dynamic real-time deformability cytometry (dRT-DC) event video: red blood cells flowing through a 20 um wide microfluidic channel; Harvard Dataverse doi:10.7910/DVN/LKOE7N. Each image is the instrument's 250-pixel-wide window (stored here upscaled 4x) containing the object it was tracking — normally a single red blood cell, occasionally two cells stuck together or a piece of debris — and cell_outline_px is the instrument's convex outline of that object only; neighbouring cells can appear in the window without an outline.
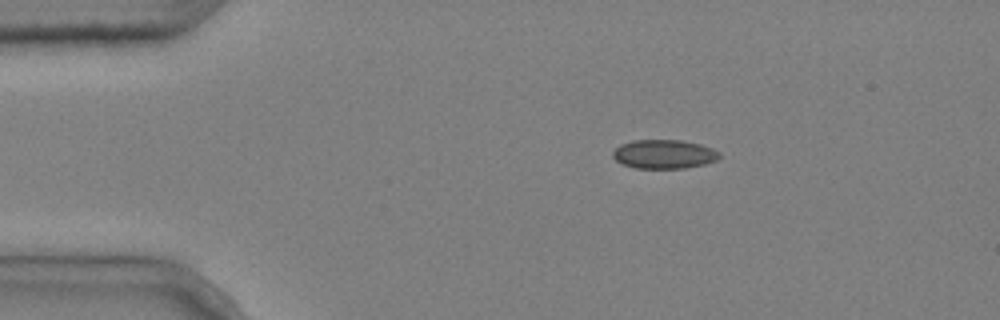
{"species": "common noctule bat (a hibernating species)", "species_latin": "Nyctalus noctula", "temperature_condition": "cold", "stored_images_in_passage": 4, "camera_frame_rate_fps": 3000, "um_per_image_px": 0.085, "animal": {"sex": "male", "body_mass_g": 20.4}, "frame": {"image": 1, "passage_image": 2, "time_ms": 0.333, "image_size_px": [1000, 320], "cell_outline_px": [[720, 156], [716, 160], [704, 164], [684, 168], [636, 168], [624, 164], [616, 160], [612, 156], [612, 152], [620, 144], [632, 140], [680, 140], [700, 144], [712, 148], [720, 152]], "centroid_in_image_um": [56.43, 13.09], "position_along_channel_um": 28.6, "area_um2": 17.92}}